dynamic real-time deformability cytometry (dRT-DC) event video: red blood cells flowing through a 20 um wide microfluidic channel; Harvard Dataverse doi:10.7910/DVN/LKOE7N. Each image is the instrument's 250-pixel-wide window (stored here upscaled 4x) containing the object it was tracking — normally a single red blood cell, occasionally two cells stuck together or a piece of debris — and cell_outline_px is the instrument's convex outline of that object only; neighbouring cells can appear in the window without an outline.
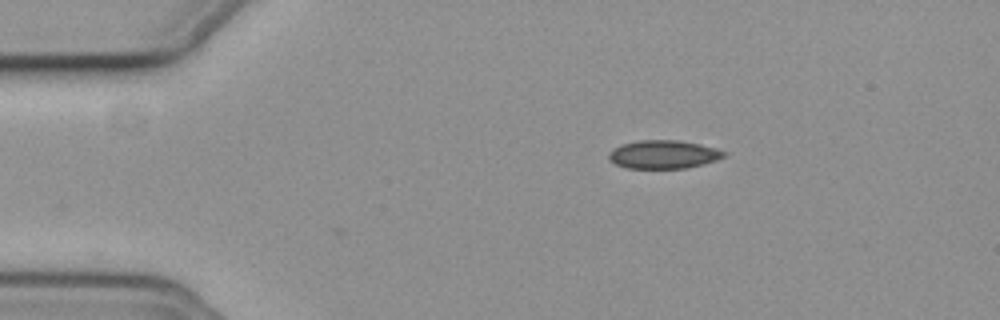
{"species": "common noctule bat (a hibernating species)", "species_latin": "Nyctalus noctula", "temperature_condition": "cold", "stored_images_in_passage": 5, "camera_frame_rate_fps": 3000, "um_per_image_px": 0.085, "animal": {"sex": "female", "body_mass_g": 19.3, "forearm_length_mm": 54.1}, "frame": {"image": 1, "passage_image": 5, "time_ms": 1.333, "image_size_px": [1000, 320], "cell_outline_px": [[728, 156], [704, 164], [688, 168], [624, 168], [608, 160], [608, 152], [620, 144], [640, 140], [680, 140], [700, 144], [716, 148], [728, 152]], "centroid_in_image_um": [56.41, 13.12], "position_along_channel_um": 28.6, "area_um2": 19.36}}